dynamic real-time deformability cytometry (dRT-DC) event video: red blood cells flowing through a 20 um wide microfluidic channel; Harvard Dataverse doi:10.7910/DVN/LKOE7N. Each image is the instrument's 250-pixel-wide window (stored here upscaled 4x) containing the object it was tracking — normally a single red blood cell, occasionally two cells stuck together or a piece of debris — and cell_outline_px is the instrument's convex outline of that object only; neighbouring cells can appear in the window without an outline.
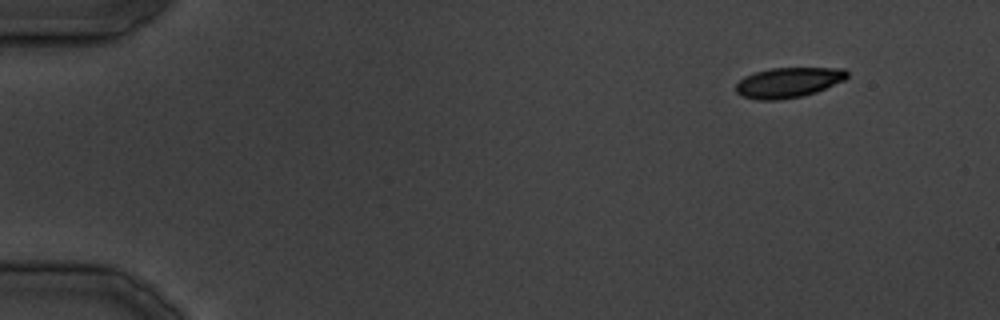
{"species": "common noctule bat (a hibernating species)", "species_latin": "Nyctalus noctula", "temperature_condition": "cold", "stored_images_in_passage": 34, "camera_frame_rate_fps": 3000, "um_per_image_px": 0.085, "animal": {"sex": "male", "body_mass_g": 19.5, "forearm_length_mm": 54.6}, "frame": {"image": 1, "passage_image": 1, "time_ms": 0.0, "image_size_px": [1000, 320], "cell_outline_px": [[848, 76], [844, 80], [816, 92], [800, 96], [780, 100], [756, 100], [740, 96], [736, 92], [736, 84], [744, 76], [768, 68], [844, 68], [848, 72]], "centroid_in_image_um": [66.98, 7.01], "position_along_channel_um": 18.0, "area_um2": 19.59}}
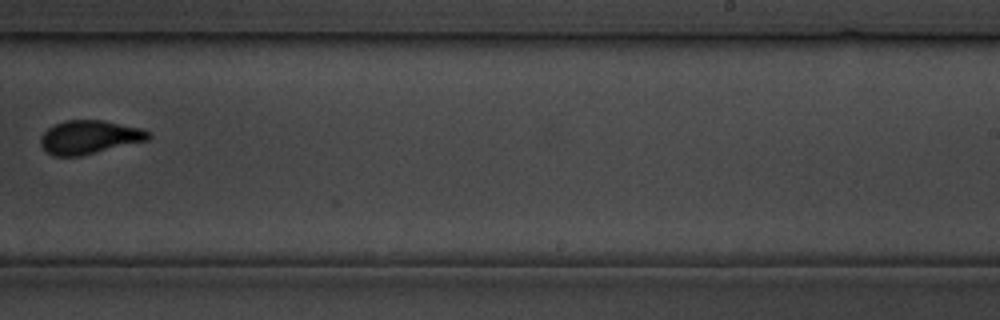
{"frame": {"image": 2, "passage_image": 21, "time_ms": 25.0, "image_size_px": [1000, 320], "cell_outline_px": [[152, 136], [148, 140], [80, 156], [52, 156], [40, 144], [40, 136], [48, 128], [64, 120], [104, 120], [140, 128], [148, 132]], "centroid_in_image_um": [7.58, 11.65], "position_along_channel_um": 281.4, "area_um2": 20.98}}
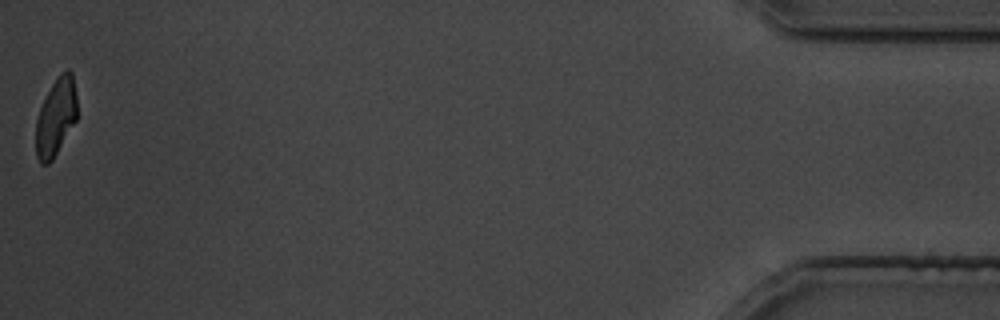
{"frame": {"image": 3, "passage_image": 34, "time_ms": 40.667, "image_size_px": [1000, 320], "cell_outline_px": [[76, 120], [52, 160], [48, 164], [40, 164], [36, 156], [36, 120], [40, 108], [52, 84], [60, 72], [68, 68], [72, 72], [76, 92]], "centroid_in_image_um": [4.75, 9.93], "position_along_channel_um": 430.5, "area_um2": 18.5}}